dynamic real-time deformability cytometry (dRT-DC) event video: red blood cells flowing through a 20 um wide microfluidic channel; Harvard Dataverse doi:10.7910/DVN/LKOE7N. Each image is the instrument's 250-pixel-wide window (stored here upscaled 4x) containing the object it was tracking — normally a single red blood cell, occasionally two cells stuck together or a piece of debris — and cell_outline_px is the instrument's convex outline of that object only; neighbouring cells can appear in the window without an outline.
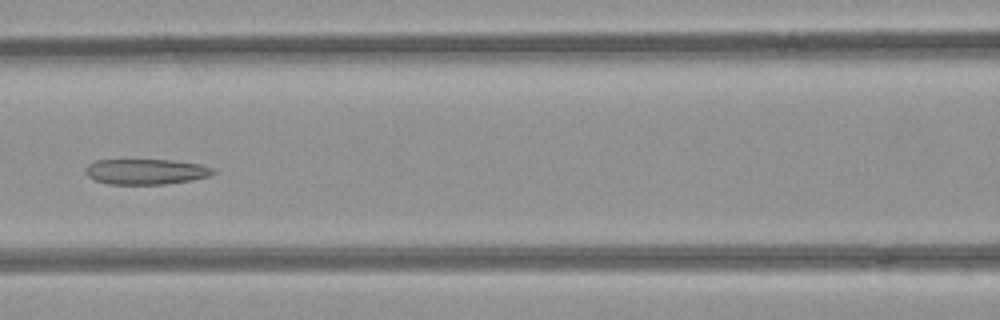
{"species": "common noctule bat (a hibernating species)", "species_latin": "Nyctalus noctula", "temperature_condition": "room temperature", "stored_images_in_passage": 3, "camera_frame_rate_fps": 3000, "um_per_image_px": 0.085, "animal": {"sex": "female", "body_mass_g": 21.9}, "frame": {"image": 1, "passage_image": 3, "time_ms": 0.667, "image_size_px": [1000, 320], "cell_outline_px": [[216, 172], [212, 176], [192, 180], [164, 184], [108, 184], [96, 180], [88, 176], [84, 172], [84, 168], [88, 164], [96, 160], [172, 160], [200, 164], [212, 168]], "centroid_in_image_um": [12.41, 14.59], "position_along_channel_um": 154.2, "area_um2": 19.02}}